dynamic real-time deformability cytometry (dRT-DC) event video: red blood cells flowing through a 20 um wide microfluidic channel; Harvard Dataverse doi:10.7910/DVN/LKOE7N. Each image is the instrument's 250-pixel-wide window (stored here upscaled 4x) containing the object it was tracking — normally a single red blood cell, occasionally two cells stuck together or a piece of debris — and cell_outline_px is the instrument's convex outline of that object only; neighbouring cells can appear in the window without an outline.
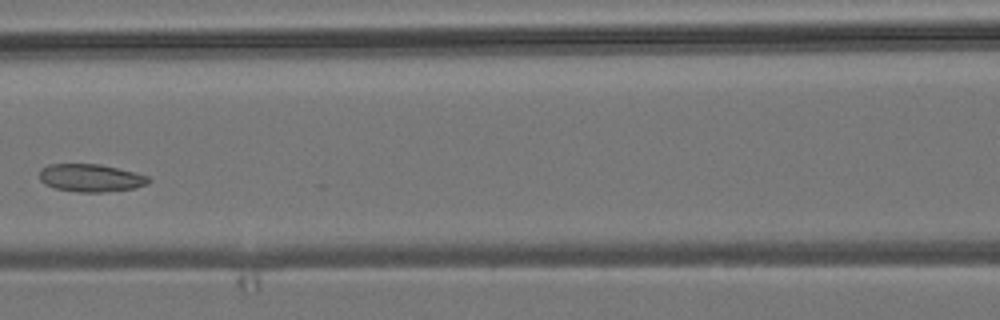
{"species": "common noctule bat (a hibernating species)", "species_latin": "Nyctalus noctula", "temperature_condition": "room temperature", "stored_images_in_passage": 4, "camera_frame_rate_fps": 3000, "um_per_image_px": 0.085, "animal": {"sex": "male", "body_mass_g": 19.2, "forearm_length_mm": 51.8}, "frame": {"image": 1, "passage_image": 4, "time_ms": 4.0, "image_size_px": [1000, 320], "cell_outline_px": [[152, 180], [148, 184], [132, 188], [104, 192], [80, 192], [56, 188], [44, 184], [40, 180], [40, 168], [48, 164], [100, 164], [148, 176]], "centroid_in_image_um": [7.69, 15.12], "position_along_channel_um": 158.9, "area_um2": 17.51}}